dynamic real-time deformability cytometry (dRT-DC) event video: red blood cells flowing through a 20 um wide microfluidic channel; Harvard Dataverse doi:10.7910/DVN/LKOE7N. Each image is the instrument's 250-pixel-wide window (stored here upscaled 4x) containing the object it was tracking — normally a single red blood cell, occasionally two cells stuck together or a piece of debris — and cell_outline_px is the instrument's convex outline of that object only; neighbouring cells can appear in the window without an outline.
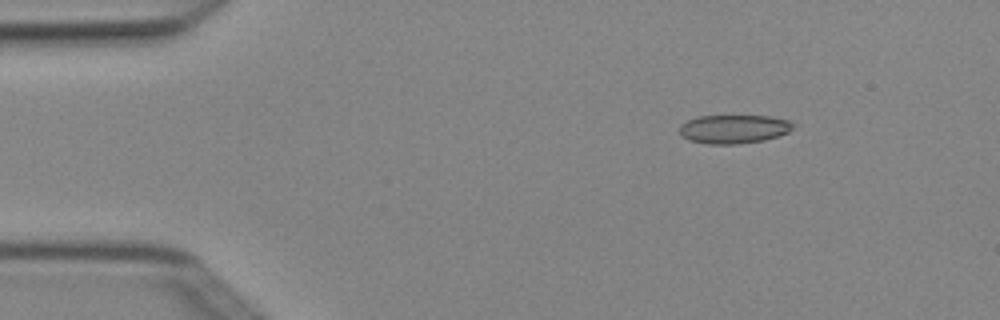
{"species": "Egyptian fruit bat (a non-hibernating species)", "species_latin": "Rousettus aegyptiacus", "temperature_condition": "cold", "stored_images_in_passage": 4, "camera_frame_rate_fps": 3000, "um_per_image_px": 0.085, "animal": {"sex": "female"}, "frame": {"image": 1, "passage_image": 2, "time_ms": 0.333, "image_size_px": [1000, 320], "cell_outline_px": [[792, 128], [788, 132], [764, 140], [736, 144], [708, 144], [688, 140], [680, 136], [680, 124], [688, 120], [700, 116], [772, 116], [788, 120], [792, 124]], "centroid_in_image_um": [62.33, 10.97], "position_along_channel_um": 22.7, "area_um2": 18.9}}
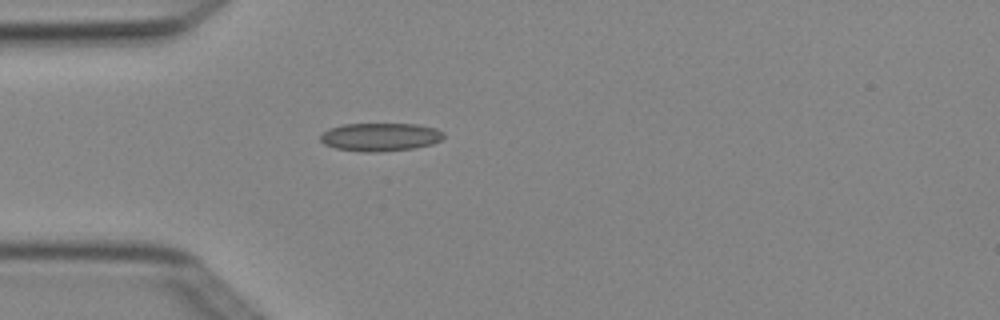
{"frame": {"image": 2, "passage_image": 4, "time_ms": 1.0, "image_size_px": [1000, 320], "cell_outline_px": [[444, 136], [440, 140], [432, 144], [416, 148], [376, 152], [364, 152], [336, 148], [324, 144], [320, 140], [320, 136], [328, 128], [344, 124], [416, 124], [436, 128], [444, 132]], "centroid_in_image_um": [32.33, 11.64], "position_along_channel_um": 52.7, "area_um2": 20.29}}